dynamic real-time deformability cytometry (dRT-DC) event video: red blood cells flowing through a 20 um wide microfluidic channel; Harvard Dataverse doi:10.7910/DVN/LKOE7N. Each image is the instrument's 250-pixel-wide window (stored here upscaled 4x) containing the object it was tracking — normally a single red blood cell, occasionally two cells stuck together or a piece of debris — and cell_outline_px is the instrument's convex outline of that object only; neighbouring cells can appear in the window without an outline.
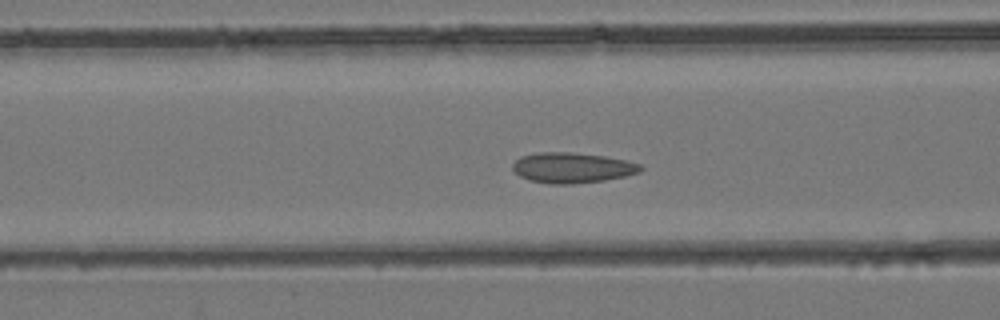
{"species": "common noctule bat (a hibernating species)", "species_latin": "Nyctalus noctula", "temperature_condition": "room temperature", "stored_images_in_passage": 40, "segment_of_instrument_passage": [1, 2], "camera_frame_rate_fps": 3000, "um_per_image_px": 0.085, "animal": {"sex": "female", "body_mass_g": 24.6, "forearm_length_mm": 56.2}, "frame": {"image": 1, "passage_image": 13, "time_ms": 4.0, "image_size_px": [1000, 320], "cell_outline_px": [[644, 168], [640, 172], [624, 176], [604, 180], [572, 184], [548, 184], [528, 180], [520, 176], [512, 168], [512, 164], [520, 156], [540, 152], [568, 152], [604, 156], [624, 160], [640, 164]], "centroid_in_image_um": [48.61, 14.26], "position_along_channel_um": 118.0, "area_um2": 22.6}}
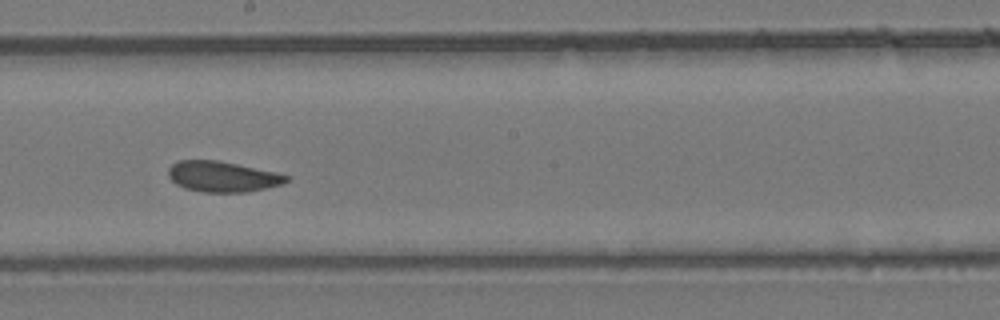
{"frame": {"image": 2, "passage_image": 20, "time_ms": 6.333, "image_size_px": [1000, 320], "cell_outline_px": [[288, 180], [284, 184], [248, 192], [204, 192], [184, 188], [176, 184], [168, 176], [168, 168], [172, 164], [180, 160], [216, 160], [276, 172], [288, 176]], "centroid_in_image_um": [18.9, 15.01], "position_along_channel_um": 229.3, "area_um2": 20.98}}
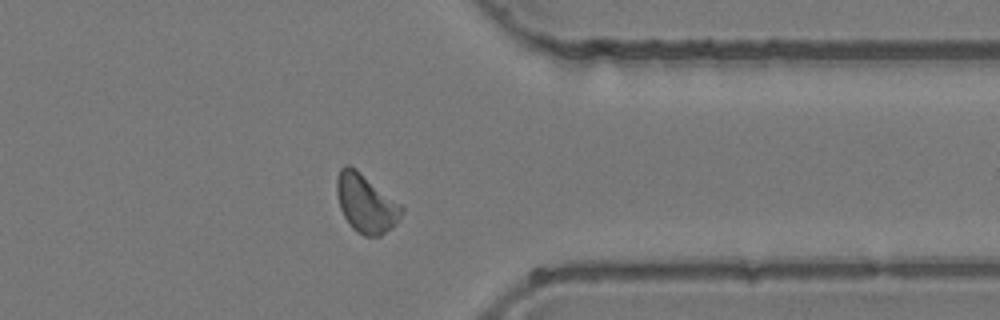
{"frame": {"image": 3, "passage_image": 30, "time_ms": 9.667, "image_size_px": [1000, 320], "cell_outline_px": [[404, 208], [400, 216], [392, 228], [380, 236], [364, 236], [356, 232], [348, 224], [340, 208], [336, 192], [336, 176], [340, 168], [344, 164], [348, 164], [356, 168], [400, 204]], "centroid_in_image_um": [31.06, 17.27], "position_along_channel_um": 380.3, "area_um2": 22.14}}